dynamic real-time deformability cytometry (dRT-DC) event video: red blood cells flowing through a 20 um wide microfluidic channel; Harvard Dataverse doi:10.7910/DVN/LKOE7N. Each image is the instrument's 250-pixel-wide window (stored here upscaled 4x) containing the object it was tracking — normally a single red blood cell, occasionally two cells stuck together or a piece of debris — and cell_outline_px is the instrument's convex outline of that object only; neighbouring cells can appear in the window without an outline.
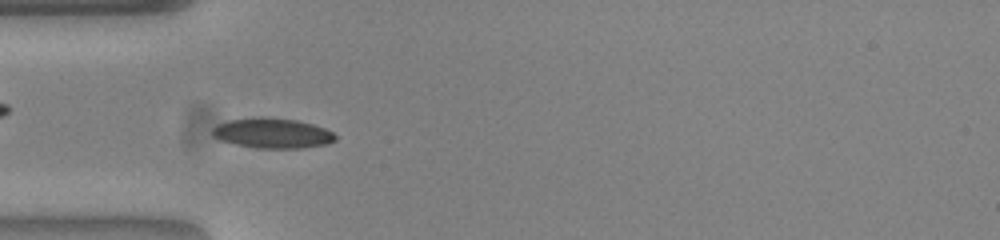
{"species": "common noctule bat (a hibernating species)", "species_latin": "Nyctalus noctula", "temperature_condition": "warm", "stored_images_in_passage": 53, "camera_frame_rate_fps": 3000, "um_per_image_px": 0.085, "animal": {"sex": "female", "body_mass_g": 23.0, "forearm_length_mm": 53.4}, "frame": {"image": 1, "passage_image": 16, "time_ms": 5.0, "image_size_px": [1000, 240], "cell_outline_px": [[336, 140], [328, 144], [300, 148], [256, 148], [236, 144], [220, 140], [212, 136], [212, 128], [216, 124], [228, 120], [260, 116], [296, 120], [312, 124], [324, 128], [332, 132], [336, 136]], "centroid_in_image_um": [23.12, 11.31], "position_along_channel_um": 61.9, "area_um2": 21.68}}
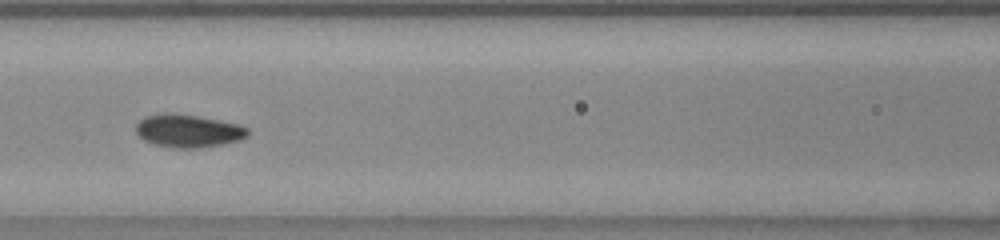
{"frame": {"image": 2, "passage_image": 23, "time_ms": 7.333, "image_size_px": [1000, 240], "cell_outline_px": [[248, 136], [240, 140], [224, 144], [200, 148], [172, 148], [152, 144], [144, 140], [136, 132], [136, 124], [144, 116], [164, 112], [172, 112], [196, 116], [240, 124], [248, 128]], "centroid_in_image_um": [15.99, 11.12], "position_along_channel_um": 150.6, "area_um2": 21.73}}
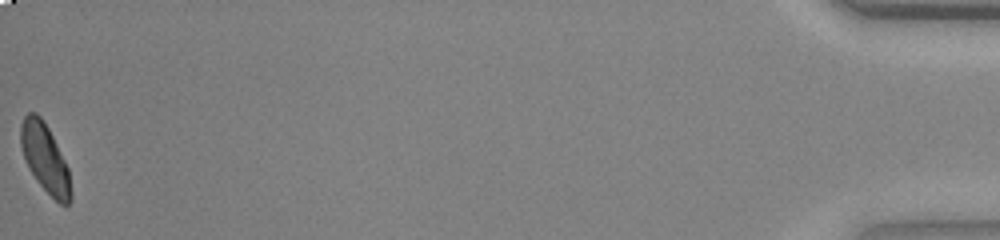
{"frame": {"image": 3, "passage_image": 53, "time_ms": 17.333, "image_size_px": [1000, 240], "cell_outline_px": [[72, 200], [68, 204], [60, 204], [36, 180], [28, 168], [20, 144], [20, 124], [24, 116], [28, 112], [36, 112], [44, 120], [68, 168], [72, 192]], "centroid_in_image_um": [3.82, 13.43], "position_along_channel_um": 431.4, "area_um2": 19.88}, "authors_computed_cell_mechanics": {"area_um2": 20.23, "velocity_mm_per_s": 3.845, "shape_relaxation_time_tau1_ms": 2.7243, "shape_relaxation_time_tau2_ms": 1.26, "deformation_change_tau1": 0.1238, "deformation_change_tau2": 0.0477}}